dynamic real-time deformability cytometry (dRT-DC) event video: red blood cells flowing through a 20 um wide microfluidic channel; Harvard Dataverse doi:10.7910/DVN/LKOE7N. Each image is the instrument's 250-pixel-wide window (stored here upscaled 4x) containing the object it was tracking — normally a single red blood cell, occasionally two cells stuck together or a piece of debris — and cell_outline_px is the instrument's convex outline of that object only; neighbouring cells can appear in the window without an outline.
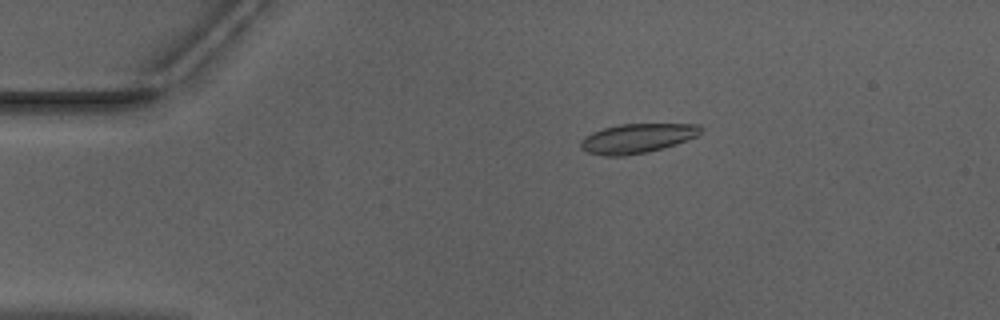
{"species": "Egyptian fruit bat (a non-hibernating species)", "species_latin": "Rousettus aegyptiacus", "temperature_condition": "warm", "stored_images_in_passage": 52, "camera_frame_rate_fps": 3000, "um_per_image_px": 0.085, "animal": {"sex": "male"}, "frame": {"image": 1, "passage_image": 10, "time_ms": 3.0, "image_size_px": [1000, 320], "cell_outline_px": [[704, 128], [696, 136], [676, 144], [648, 152], [624, 156], [604, 156], [588, 152], [580, 148], [580, 140], [584, 136], [592, 132], [604, 128], [620, 124], [700, 124]], "centroid_in_image_um": [54.14, 11.76], "position_along_channel_um": 30.9, "area_um2": 20.63}}
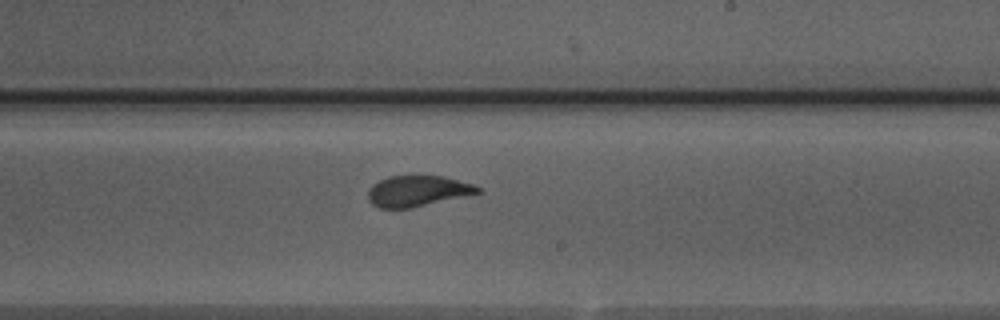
{"frame": {"image": 2, "passage_image": 31, "time_ms": 10.0, "image_size_px": [1000, 320], "cell_outline_px": [[484, 192], [412, 208], [380, 208], [372, 204], [368, 200], [368, 188], [372, 184], [388, 176], [444, 176], [472, 184], [480, 188]], "centroid_in_image_um": [35.49, 16.24], "position_along_channel_um": 253.5, "area_um2": 19.83}}
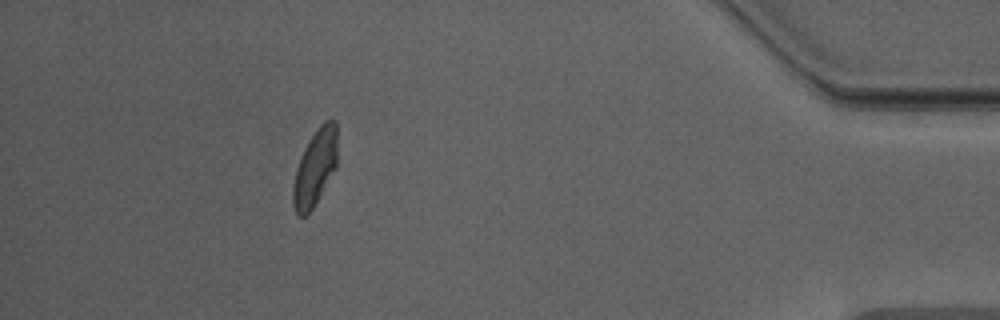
{"frame": {"image": 3, "passage_image": 47, "time_ms": 15.333, "image_size_px": [1000, 320], "cell_outline_px": [[336, 168], [312, 208], [304, 216], [296, 216], [292, 204], [292, 188], [296, 168], [300, 156], [308, 140], [316, 128], [324, 120], [336, 120]], "centroid_in_image_um": [26.75, 14.24], "position_along_channel_um": 408.5, "area_um2": 19.71}, "authors_computed_cell_mechanics": {"area_um2": 20.6346, "velocity_mm_per_s": 3.9512, "shape_relaxation_time_tau1_ms": 3.9357, "shape_relaxation_time_tau2_ms": null, "deformation_change_tau1": 0.1392, "deformation_change_tau2": null}}